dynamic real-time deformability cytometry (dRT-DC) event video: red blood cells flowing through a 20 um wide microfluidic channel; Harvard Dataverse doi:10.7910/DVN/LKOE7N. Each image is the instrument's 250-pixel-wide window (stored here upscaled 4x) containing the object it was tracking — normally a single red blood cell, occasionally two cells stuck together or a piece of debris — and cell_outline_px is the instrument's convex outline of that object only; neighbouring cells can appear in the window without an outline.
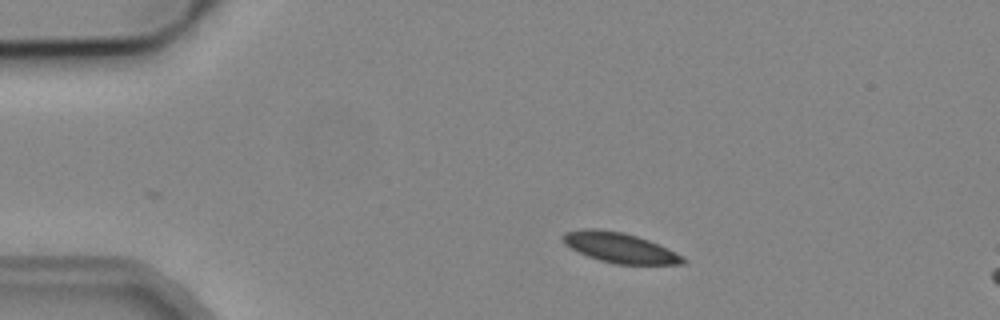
{"species": "common noctule bat (a hibernating species)", "species_latin": "Nyctalus noctula", "temperature_condition": "cold", "stored_images_in_passage": 4, "camera_frame_rate_fps": 3000, "um_per_image_px": 0.085, "animal": {"sex": "male", "body_mass_g": 19.2, "forearm_length_mm": 51.8}, "frame": {"image": 1, "passage_image": 2, "time_ms": 1.333, "image_size_px": [1000, 320], "cell_outline_px": [[688, 260], [684, 264], [616, 264], [600, 260], [588, 256], [564, 244], [560, 236], [564, 232], [580, 228], [596, 228], [624, 232], [648, 240], [668, 248], [684, 256]], "centroid_in_image_um": [52.67, 21.04], "position_along_channel_um": 32.3, "area_um2": 21.21}}
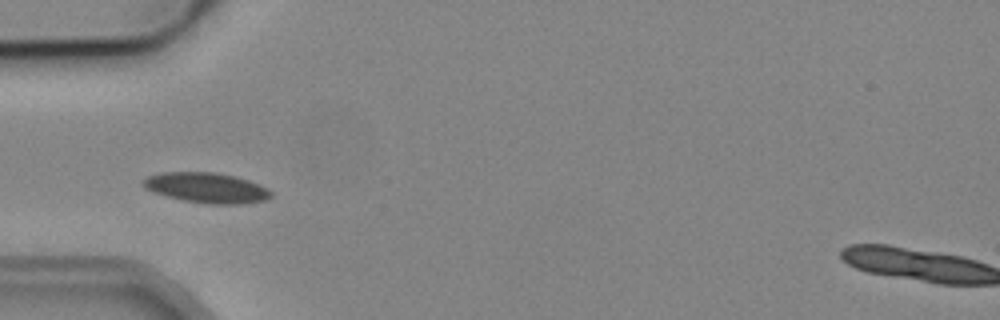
{"frame": {"image": 2, "passage_image": 4, "time_ms": 3.667, "image_size_px": [1000, 320], "cell_outline_px": [[272, 196], [264, 200], [236, 204], [208, 204], [184, 200], [152, 192], [144, 188], [140, 184], [140, 180], [148, 176], [160, 172], [212, 172], [232, 176], [248, 180], [260, 184], [272, 192]], "centroid_in_image_um": [17.49, 15.95], "position_along_channel_um": 67.5, "area_um2": 22.48}}